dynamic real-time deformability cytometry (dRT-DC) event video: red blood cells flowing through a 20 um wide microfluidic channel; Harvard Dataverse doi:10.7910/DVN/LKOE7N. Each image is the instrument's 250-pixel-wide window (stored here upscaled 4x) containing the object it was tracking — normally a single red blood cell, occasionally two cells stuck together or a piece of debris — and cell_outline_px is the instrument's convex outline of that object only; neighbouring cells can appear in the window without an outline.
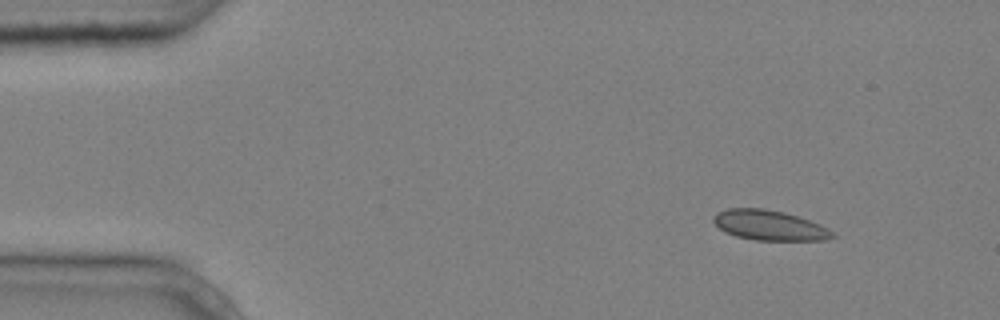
{"species": "common noctule bat (a hibernating species)", "species_latin": "Nyctalus noctula", "temperature_condition": "cold", "stored_images_in_passage": 4, "segment_of_instrument_passage": [1, 2], "camera_frame_rate_fps": 3000, "um_per_image_px": 0.085, "animal": {"sex": "male", "body_mass_g": 20.4}, "frame": {"image": 1, "passage_image": 1, "time_ms": 0.0, "image_size_px": [1000, 320], "cell_outline_px": [[836, 236], [824, 240], [756, 240], [736, 236], [724, 232], [712, 220], [712, 216], [716, 212], [728, 208], [764, 208], [784, 212], [820, 224], [828, 228]], "centroid_in_image_um": [65.36, 19.14], "position_along_channel_um": 19.6, "area_um2": 20.81}}